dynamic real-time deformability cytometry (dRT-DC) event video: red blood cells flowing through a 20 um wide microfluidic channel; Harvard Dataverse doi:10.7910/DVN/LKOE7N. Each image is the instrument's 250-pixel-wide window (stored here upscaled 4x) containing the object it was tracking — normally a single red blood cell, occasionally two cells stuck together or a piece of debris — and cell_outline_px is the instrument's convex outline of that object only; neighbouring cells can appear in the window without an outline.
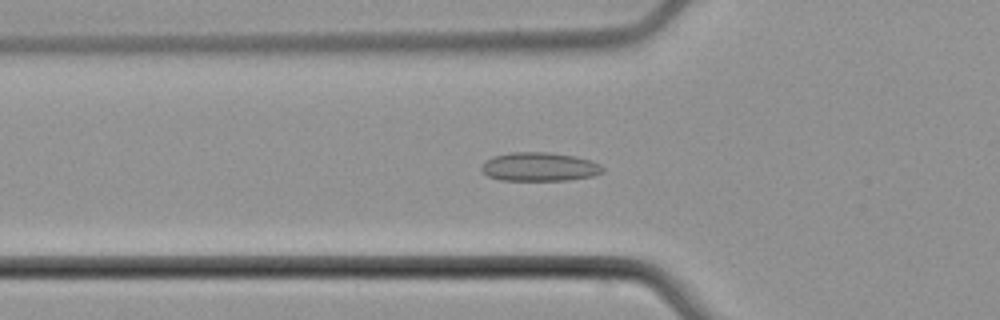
{"species": "common noctule bat (a hibernating species)", "species_latin": "Nyctalus noctula", "temperature_condition": "cold", "stored_images_in_passage": 44, "camera_frame_rate_fps": 3000, "um_per_image_px": 0.085, "animal": {"sex": "male", "body_mass_g": 21.5, "forearm_length_mm": 52.0}, "frame": {"image": 1, "passage_image": 8, "time_ms": 2.333, "image_size_px": [1000, 320], "cell_outline_px": [[604, 172], [592, 176], [568, 180], [500, 180], [488, 176], [480, 168], [492, 156], [512, 152], [548, 152], [572, 156], [588, 160], [600, 164], [604, 168]], "centroid_in_image_um": [45.86, 14.18], "position_along_channel_um": 79.9, "area_um2": 20.11}}
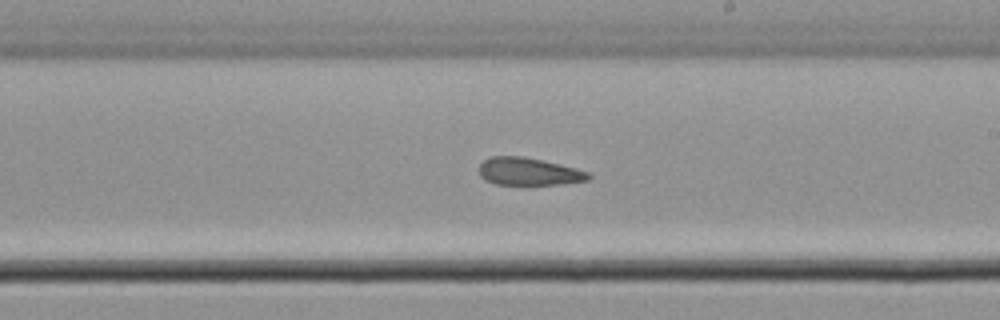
{"frame": {"image": 2, "passage_image": 21, "time_ms": 6.667, "image_size_px": [1000, 320], "cell_outline_px": [[592, 176], [588, 180], [560, 184], [496, 184], [484, 180], [480, 176], [480, 164], [484, 160], [492, 156], [524, 156], [560, 164], [576, 168], [588, 172]], "centroid_in_image_um": [44.94, 14.57], "position_along_channel_um": 244.1, "area_um2": 17.51}}
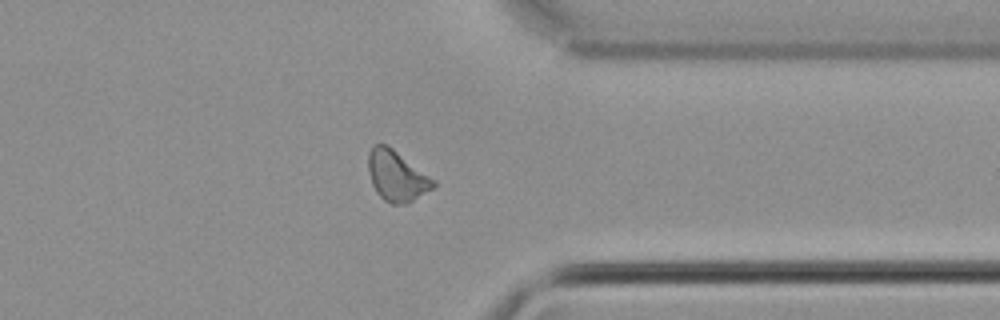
{"frame": {"image": 3, "passage_image": 32, "time_ms": 10.333, "image_size_px": [1000, 320], "cell_outline_px": [[436, 184], [432, 188], [412, 200], [404, 204], [392, 204], [384, 200], [376, 192], [372, 184], [368, 172], [368, 152], [372, 144], [388, 144], [436, 180]], "centroid_in_image_um": [33.69, 14.91], "position_along_channel_um": 377.7, "area_um2": 19.25}, "authors_computed_cell_mechanics": {"area_um2": 18.6116, "velocity_mm_per_s": 3.7965, "shape_relaxation_time_tau1_ms": null, "shape_relaxation_time_tau2_ms": 1.4628, "deformation_change_tau1": null, "deformation_change_tau2": 0.0619}}